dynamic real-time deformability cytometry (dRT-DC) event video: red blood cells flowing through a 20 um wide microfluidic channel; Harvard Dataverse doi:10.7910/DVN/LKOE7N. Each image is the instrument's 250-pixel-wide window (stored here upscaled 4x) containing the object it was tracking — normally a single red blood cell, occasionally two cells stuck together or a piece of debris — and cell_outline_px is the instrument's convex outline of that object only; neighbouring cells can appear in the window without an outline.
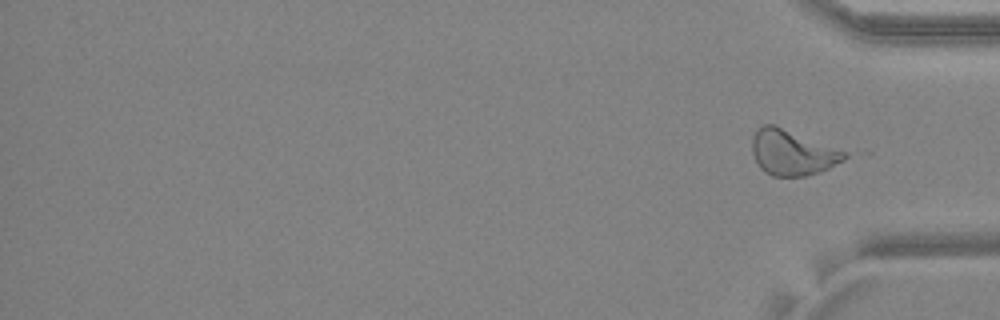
{"species": "common noctule bat (a hibernating species)", "species_latin": "Nyctalus noctula", "temperature_condition": "warm", "stored_images_in_passage": 50, "segment_of_instrument_passage": [2, 2], "camera_frame_rate_fps": 3000, "um_per_image_px": 0.085, "animal": {"sex": "female", "body_mass_g": 24.6, "forearm_length_mm": 56.2}, "frame": {"image": 1, "passage_image": 50, "time_ms": 16.333, "image_size_px": [1000, 320], "cell_outline_px": [[848, 156], [844, 160], [820, 172], [808, 176], [772, 176], [764, 172], [760, 168], [752, 152], [752, 136], [764, 124], [776, 124], [848, 152]], "centroid_in_image_um": [67.36, 12.96], "position_along_channel_um": 367.8, "area_um2": 24.62}}